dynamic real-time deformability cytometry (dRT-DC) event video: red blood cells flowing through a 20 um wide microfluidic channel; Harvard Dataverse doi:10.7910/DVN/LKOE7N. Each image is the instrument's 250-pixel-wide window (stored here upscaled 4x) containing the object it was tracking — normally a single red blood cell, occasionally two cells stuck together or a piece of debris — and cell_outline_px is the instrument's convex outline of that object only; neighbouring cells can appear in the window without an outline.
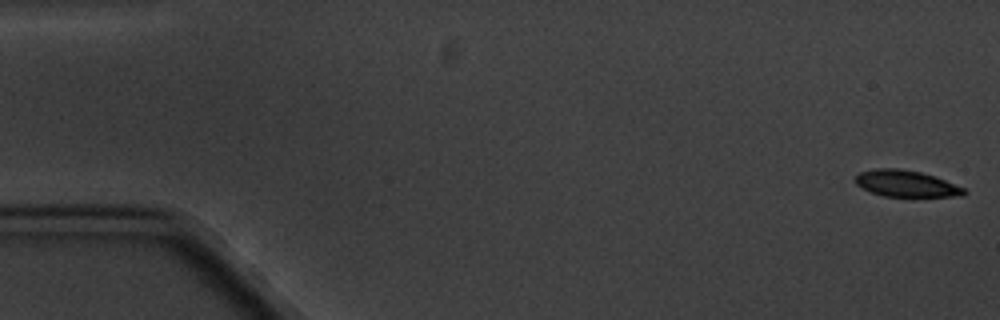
{"species": "common noctule bat (a hibernating species)", "species_latin": "Nyctalus noctula", "temperature_condition": "cold", "stored_images_in_passage": 5, "camera_frame_rate_fps": 3000, "um_per_image_px": 0.085, "animal": {"sex": "male", "body_mass_g": 20.1, "forearm_length_mm": 53.5}, "frame": {"image": 1, "passage_image": 1, "time_ms": 0.0, "image_size_px": [1000, 320], "cell_outline_px": [[968, 192], [964, 196], [884, 196], [872, 192], [856, 184], [852, 180], [860, 172], [876, 168], [900, 168], [920, 172], [944, 180], [964, 188]], "centroid_in_image_um": [77.0, 15.6], "position_along_channel_um": 8.0, "area_um2": 16.59}}